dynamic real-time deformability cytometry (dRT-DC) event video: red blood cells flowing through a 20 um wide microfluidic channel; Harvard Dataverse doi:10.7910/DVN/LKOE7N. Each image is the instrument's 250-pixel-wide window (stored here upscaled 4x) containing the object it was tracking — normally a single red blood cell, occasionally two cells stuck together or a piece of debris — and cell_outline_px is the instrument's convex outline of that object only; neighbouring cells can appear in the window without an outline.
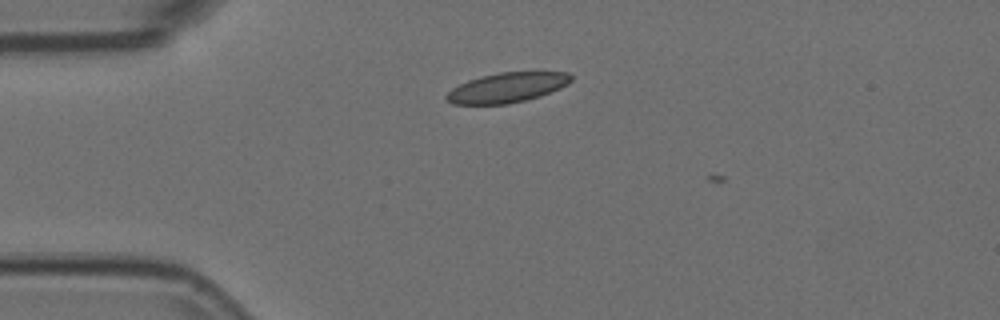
{"species": "Egyptian fruit bat (a non-hibernating species)", "species_latin": "Rousettus aegyptiacus", "temperature_condition": "room temperature", "stored_images_in_passage": 6, "camera_frame_rate_fps": 3000, "um_per_image_px": 0.085, "animal": {"sex": "female"}, "frame": {"image": 1, "passage_image": 5, "time_ms": 1.333, "image_size_px": [1000, 320], "cell_outline_px": [[572, 80], [568, 84], [560, 88], [540, 96], [508, 104], [452, 104], [444, 96], [452, 88], [468, 80], [480, 76], [500, 72], [568, 72], [572, 76]], "centroid_in_image_um": [43.1, 7.44], "position_along_channel_um": 41.9, "area_um2": 21.62}}